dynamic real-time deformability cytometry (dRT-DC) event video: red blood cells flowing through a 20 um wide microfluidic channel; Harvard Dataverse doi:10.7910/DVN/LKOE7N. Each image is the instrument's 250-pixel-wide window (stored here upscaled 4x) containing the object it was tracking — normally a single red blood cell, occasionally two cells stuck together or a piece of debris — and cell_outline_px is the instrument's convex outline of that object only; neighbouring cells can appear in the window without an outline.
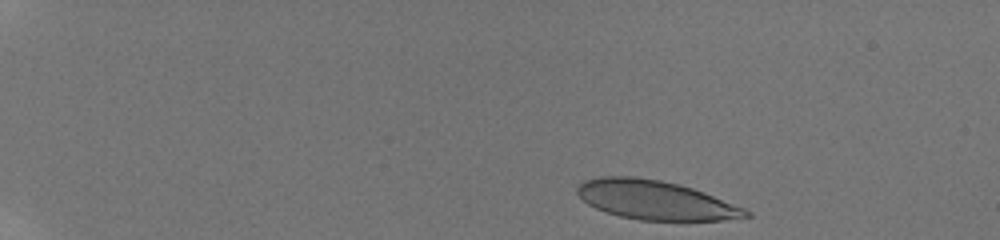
{"species": "human", "species_latin": "Homo sapiens", "temperature_condition": "room temperature", "stored_images_in_passage": 37, "camera_frame_rate_fps": 3000, "um_per_image_px": 0.085, "donor": {"sex": "male"}, "frame": {"image": 1, "passage_image": 3, "time_ms": 0.333, "image_size_px": [1000, 240], "cell_outline_px": [[752, 216], [720, 220], [640, 220], [620, 216], [604, 212], [588, 204], [576, 192], [576, 188], [584, 180], [600, 176], [632, 176], [660, 180], [680, 184], [704, 192], [744, 208], [752, 212]], "centroid_in_image_um": [55.69, 17.0], "position_along_channel_um": 29.3, "area_um2": 38.26}}
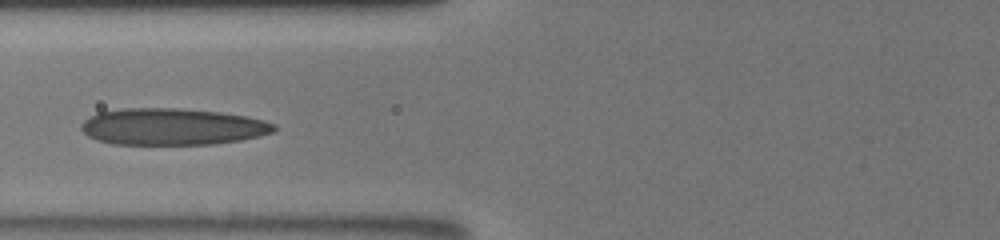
{"frame": {"image": 2, "passage_image": 24, "time_ms": 5.667, "image_size_px": [1000, 240], "cell_outline_px": [[276, 128], [272, 132], [260, 136], [240, 140], [216, 144], [112, 144], [96, 140], [88, 136], [80, 128], [80, 124], [84, 120], [100, 112], [124, 108], [180, 108], [220, 112], [248, 116], [264, 120], [276, 124]], "centroid_in_image_um": [14.66, 10.77], "position_along_channel_um": 111.1, "area_um2": 41.38}}
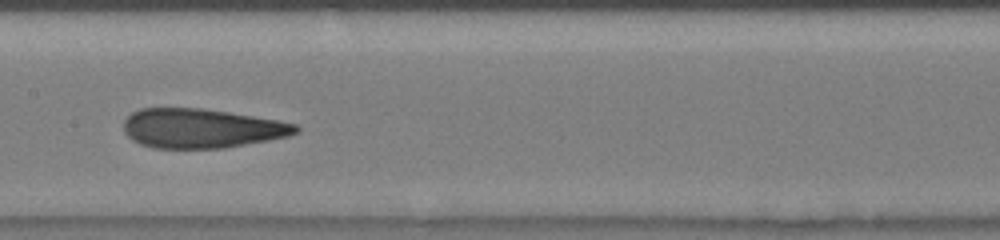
{"frame": {"image": 3, "passage_image": 35, "time_ms": 7.667, "image_size_px": [1000, 240], "cell_outline_px": [[300, 128], [296, 132], [288, 136], [268, 140], [224, 148], [152, 148], [140, 144], [132, 140], [124, 132], [124, 120], [132, 112], [140, 108], [200, 108], [228, 112], [276, 120], [296, 124]], "centroid_in_image_um": [17.08, 10.91], "position_along_channel_um": 190.3, "area_um2": 39.3}}